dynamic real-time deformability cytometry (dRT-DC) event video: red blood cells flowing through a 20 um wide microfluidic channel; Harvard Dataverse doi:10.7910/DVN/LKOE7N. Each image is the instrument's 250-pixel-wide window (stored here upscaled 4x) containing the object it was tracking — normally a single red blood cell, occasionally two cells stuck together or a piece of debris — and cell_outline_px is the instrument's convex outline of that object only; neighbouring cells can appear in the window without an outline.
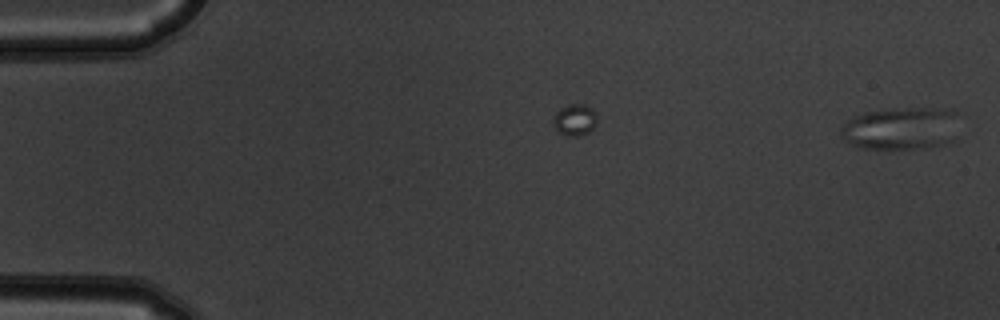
{"species": "common noctule bat (a hibernating species)", "species_latin": "Nyctalus noctula", "temperature_condition": "warm", "stored_images_in_passage": 2, "camera_frame_rate_fps": 3000, "um_per_image_px": 0.085, "animal": {"sex": "male", "body_mass_g": 19.5, "forearm_length_mm": 54.6}, "frame": {"image": 1, "passage_image": 1, "time_ms": 0.0, "image_size_px": [1000, 320], "cell_outline_px": [[956, 140], [952, 144], [928, 148], [888, 152], [864, 148], [840, 136], [840, 128], [848, 120], [856, 116], [868, 112], [908, 108], [932, 108], [956, 112]], "centroid_in_image_um": [76.64, 10.99], "position_along_channel_um": 8.4, "area_um2": 29.94}}